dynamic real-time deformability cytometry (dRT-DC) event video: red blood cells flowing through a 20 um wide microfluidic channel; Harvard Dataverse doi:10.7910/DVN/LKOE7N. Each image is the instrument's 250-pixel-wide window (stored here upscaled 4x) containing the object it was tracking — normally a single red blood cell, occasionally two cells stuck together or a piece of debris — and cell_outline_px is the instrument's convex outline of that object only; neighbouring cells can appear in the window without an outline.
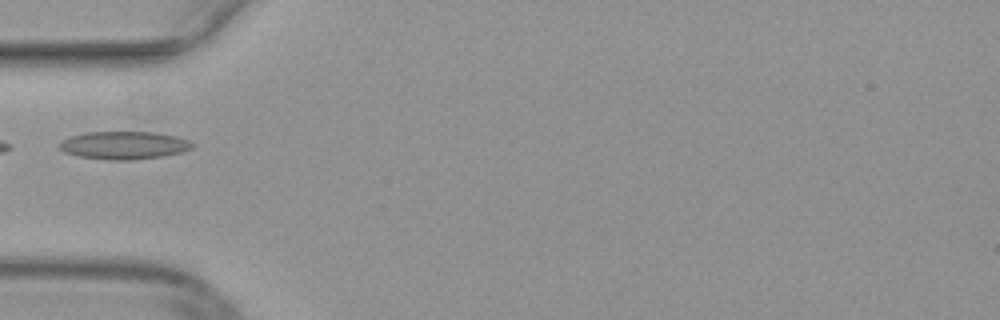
{"species": "common noctule bat (a hibernating species)", "species_latin": "Nyctalus noctula", "temperature_condition": "warm", "stored_images_in_passage": 33, "camera_frame_rate_fps": 3000, "um_per_image_px": 0.085, "animal": {"sex": "female", "body_mass_g": 29.2, "forearm_length_mm": 56.3}, "frame": {"image": 1, "passage_image": 1, "time_ms": 0.0, "image_size_px": [1000, 320], "cell_outline_px": [[196, 144], [192, 148], [180, 152], [164, 156], [132, 160], [108, 160], [76, 156], [64, 152], [60, 148], [60, 140], [84, 132], [152, 132], [176, 136], [188, 140]], "centroid_in_image_um": [10.53, 12.35], "position_along_channel_um": 74.5, "area_um2": 21.68}}
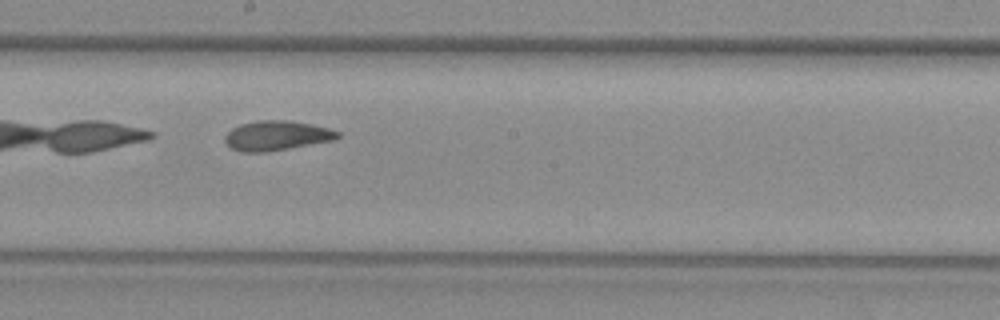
{"frame": {"image": 2, "passage_image": 12, "time_ms": 3.667, "image_size_px": [1000, 320], "cell_outline_px": [[340, 136], [332, 140], [288, 148], [264, 152], [240, 152], [232, 148], [224, 140], [224, 136], [232, 128], [240, 124], [256, 120], [288, 120], [328, 128], [340, 132]], "centroid_in_image_um": [23.47, 11.52], "position_along_channel_um": 224.7, "area_um2": 19.25}}
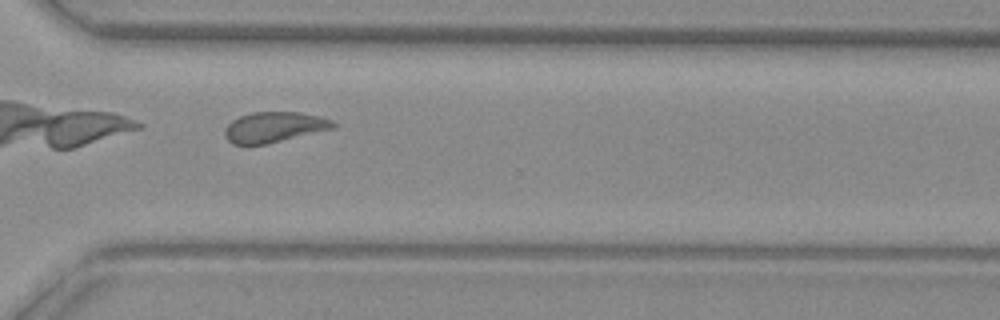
{"frame": {"image": 3, "passage_image": 21, "time_ms": 6.667, "image_size_px": [1000, 320], "cell_outline_px": [[336, 128], [268, 144], [232, 144], [224, 136], [224, 128], [232, 120], [240, 116], [252, 112], [300, 112], [332, 120], [336, 124]], "centroid_in_image_um": [23.3, 10.81], "position_along_channel_um": 347.3, "area_um2": 19.31}}